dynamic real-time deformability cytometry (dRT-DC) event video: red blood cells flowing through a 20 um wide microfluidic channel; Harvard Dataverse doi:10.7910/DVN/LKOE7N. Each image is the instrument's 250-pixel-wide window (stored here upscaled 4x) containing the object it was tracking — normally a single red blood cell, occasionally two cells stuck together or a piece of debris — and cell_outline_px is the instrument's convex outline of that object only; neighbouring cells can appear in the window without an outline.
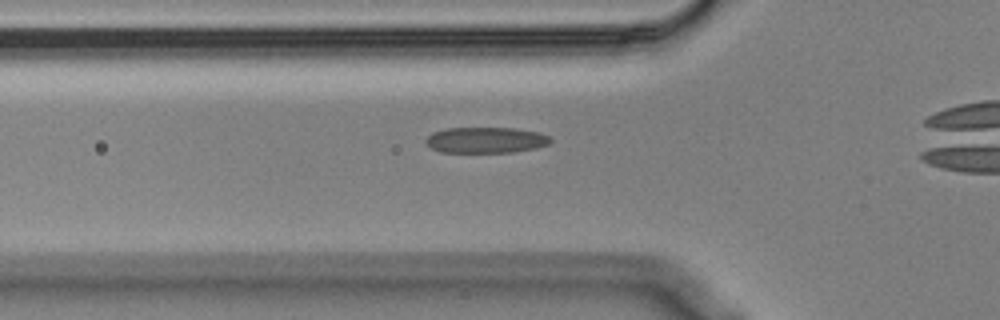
{"species": "Egyptian fruit bat (a non-hibernating species)", "species_latin": "Rousettus aegyptiacus", "temperature_condition": "cold", "stored_images_in_passage": 29, "camera_frame_rate_fps": 3000, "um_per_image_px": 0.085, "animal": {"sex": "male"}, "frame": {"image": 1, "passage_image": 2, "time_ms": 0.333, "image_size_px": [1000, 320], "cell_outline_px": [[552, 140], [548, 144], [536, 148], [512, 152], [440, 152], [432, 148], [424, 140], [432, 132], [448, 128], [516, 128], [540, 132], [548, 136]], "centroid_in_image_um": [41.3, 11.9], "position_along_channel_um": 84.5, "area_um2": 18.79}}
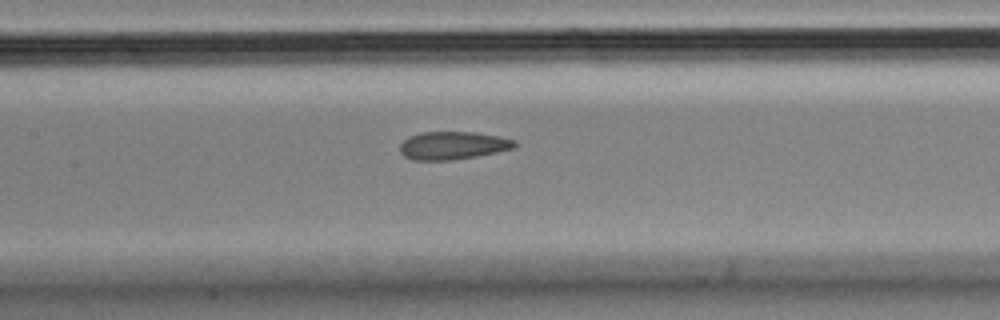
{"frame": {"image": 2, "passage_image": 9, "time_ms": 2.667, "image_size_px": [1000, 320], "cell_outline_px": [[516, 144], [512, 148], [496, 152], [476, 156], [452, 160], [412, 160], [404, 156], [400, 152], [400, 144], [408, 136], [420, 132], [472, 132], [496, 136], [516, 140]], "centroid_in_image_um": [38.43, 12.36], "position_along_channel_um": 169.0, "area_um2": 18.55}}
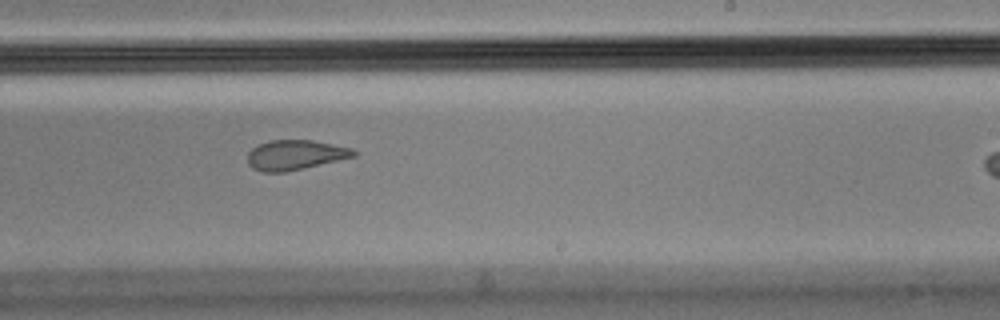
{"frame": {"image": 3, "passage_image": 17, "time_ms": 5.333, "image_size_px": [1000, 320], "cell_outline_px": [[356, 156], [304, 168], [284, 172], [264, 172], [252, 168], [248, 164], [248, 152], [256, 144], [268, 140], [312, 140], [352, 148], [356, 152]], "centroid_in_image_um": [25.06, 13.16], "position_along_channel_um": 263.9, "area_um2": 18.5}}